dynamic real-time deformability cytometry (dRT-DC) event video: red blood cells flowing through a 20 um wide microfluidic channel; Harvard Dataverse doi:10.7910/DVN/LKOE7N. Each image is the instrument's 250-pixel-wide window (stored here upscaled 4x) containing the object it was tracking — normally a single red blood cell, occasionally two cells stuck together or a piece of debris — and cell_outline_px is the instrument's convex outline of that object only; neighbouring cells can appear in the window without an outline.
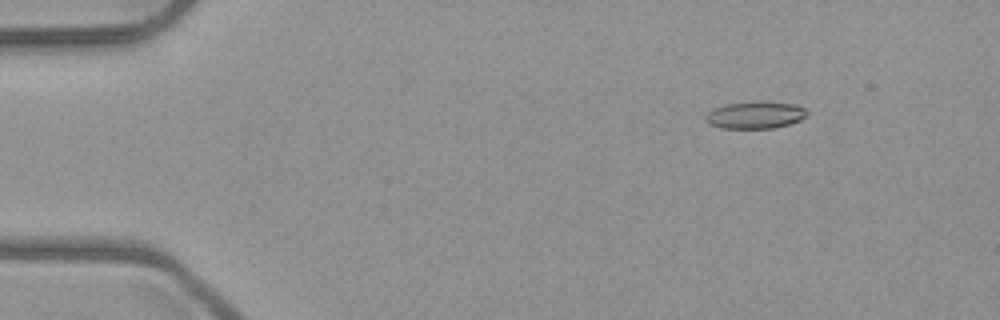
{"species": "common noctule bat (a hibernating species)", "species_latin": "Nyctalus noctula", "temperature_condition": "room temperature", "stored_images_in_passage": 4, "camera_frame_rate_fps": 3000, "um_per_image_px": 0.085, "animal": {"sex": "male", "body_mass_g": 23.1, "forearm_length_mm": 52.7}, "frame": {"image": 1, "passage_image": 2, "time_ms": 1.333, "image_size_px": [1000, 320], "cell_outline_px": [[808, 116], [800, 120], [788, 124], [772, 128], [720, 128], [708, 124], [704, 120], [704, 116], [712, 108], [724, 104], [796, 104], [804, 108], [808, 112]], "centroid_in_image_um": [64.14, 9.83], "position_along_channel_um": 20.9, "area_um2": 15.43}}
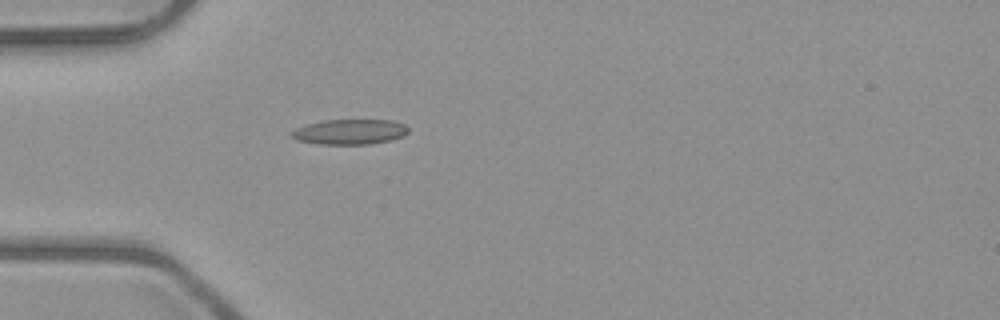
{"frame": {"image": 2, "passage_image": 4, "time_ms": 4.333, "image_size_px": [1000, 320], "cell_outline_px": [[408, 132], [404, 136], [392, 140], [368, 144], [320, 144], [296, 140], [288, 136], [296, 128], [308, 124], [324, 120], [392, 120], [404, 124], [408, 128]], "centroid_in_image_um": [29.74, 11.21], "position_along_channel_um": 55.3, "area_um2": 17.17}}